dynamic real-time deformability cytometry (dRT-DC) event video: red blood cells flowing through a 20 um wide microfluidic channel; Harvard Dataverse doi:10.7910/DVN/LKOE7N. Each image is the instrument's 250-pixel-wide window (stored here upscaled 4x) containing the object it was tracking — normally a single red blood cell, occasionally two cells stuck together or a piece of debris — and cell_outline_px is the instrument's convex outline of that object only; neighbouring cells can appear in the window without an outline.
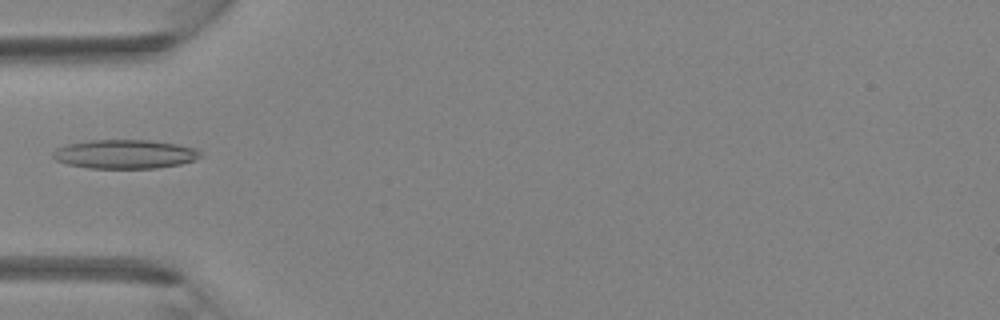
{"species": "Egyptian fruit bat (a non-hibernating species)", "species_latin": "Rousettus aegyptiacus", "temperature_condition": "room temperature", "stored_images_in_passage": 5, "camera_frame_rate_fps": 3000, "um_per_image_px": 0.085, "animal": {"sex": "female"}, "frame": {"image": 1, "passage_image": 5, "time_ms": 1.333, "image_size_px": [1000, 320], "cell_outline_px": [[200, 156], [192, 160], [180, 164], [156, 168], [88, 168], [68, 164], [56, 160], [52, 156], [52, 152], [56, 148], [68, 144], [92, 140], [148, 140], [176, 144], [196, 148], [200, 152]], "centroid_in_image_um": [10.58, 13.1], "position_along_channel_um": 74.4, "area_um2": 24.68}}